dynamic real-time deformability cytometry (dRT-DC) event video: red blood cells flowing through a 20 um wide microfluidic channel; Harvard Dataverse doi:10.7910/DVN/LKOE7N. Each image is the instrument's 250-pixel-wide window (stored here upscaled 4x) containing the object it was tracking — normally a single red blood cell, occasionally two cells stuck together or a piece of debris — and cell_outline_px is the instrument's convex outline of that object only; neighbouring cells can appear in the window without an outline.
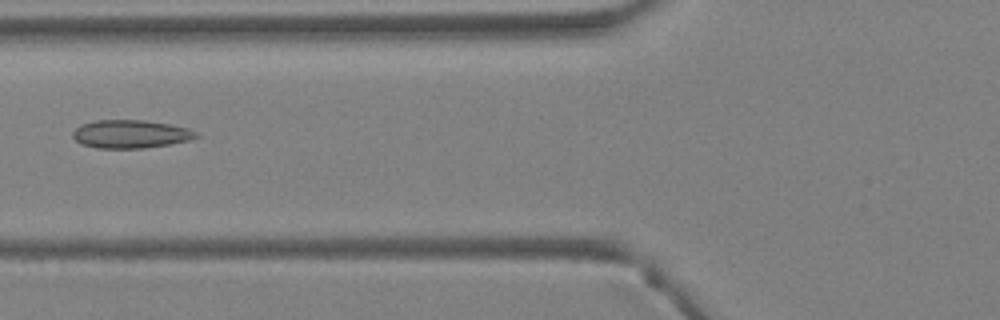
{"species": "Egyptian fruit bat (a non-hibernating species)", "species_latin": "Rousettus aegyptiacus", "temperature_condition": "warm", "stored_images_in_passage": 42, "camera_frame_rate_fps": 3000, "um_per_image_px": 0.085, "animal": {"sex": "female"}, "frame": {"image": 1, "passage_image": 17, "time_ms": 5.333, "image_size_px": [1000, 320], "cell_outline_px": [[200, 136], [188, 140], [168, 144], [144, 148], [96, 148], [84, 144], [76, 140], [72, 136], [72, 132], [80, 124], [96, 120], [144, 120], [168, 124], [188, 128], [196, 132]], "centroid_in_image_um": [11.08, 11.39], "position_along_channel_um": 114.7, "area_um2": 20.11}}
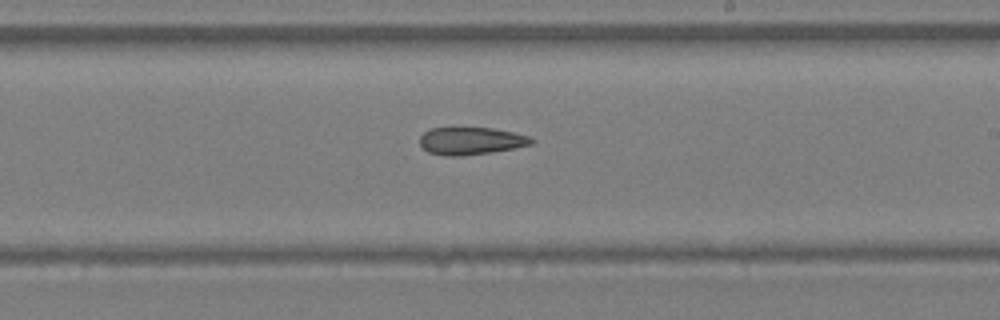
{"frame": {"image": 2, "passage_image": 25, "time_ms": 8.0, "image_size_px": [1000, 320], "cell_outline_px": [[536, 140], [532, 144], [492, 152], [460, 156], [444, 156], [428, 152], [420, 144], [420, 136], [424, 132], [432, 128], [492, 128], [516, 132], [528, 136]], "centroid_in_image_um": [40.04, 11.98], "position_along_channel_um": 249.0, "area_um2": 17.86}}
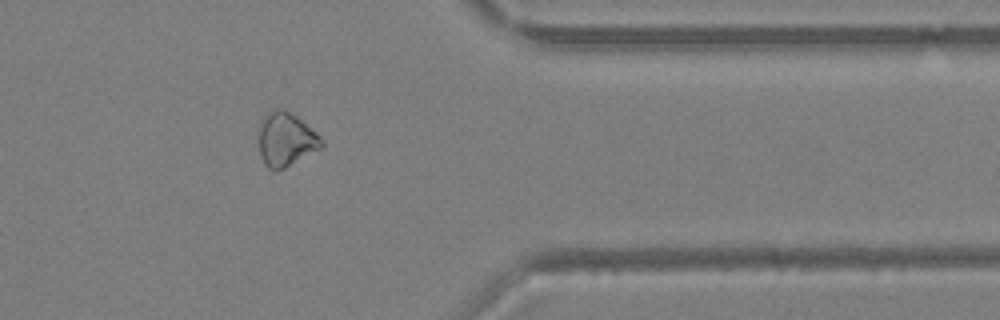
{"frame": {"image": 3, "passage_image": 34, "time_ms": 11.0, "image_size_px": [1000, 320], "cell_outline_px": [[324, 144], [320, 148], [284, 168], [276, 172], [268, 168], [264, 164], [260, 156], [260, 120], [268, 112], [276, 108], [284, 108], [296, 116], [316, 132], [324, 140]], "centroid_in_image_um": [24.29, 11.85], "position_along_channel_um": 387.1, "area_um2": 19.59}}